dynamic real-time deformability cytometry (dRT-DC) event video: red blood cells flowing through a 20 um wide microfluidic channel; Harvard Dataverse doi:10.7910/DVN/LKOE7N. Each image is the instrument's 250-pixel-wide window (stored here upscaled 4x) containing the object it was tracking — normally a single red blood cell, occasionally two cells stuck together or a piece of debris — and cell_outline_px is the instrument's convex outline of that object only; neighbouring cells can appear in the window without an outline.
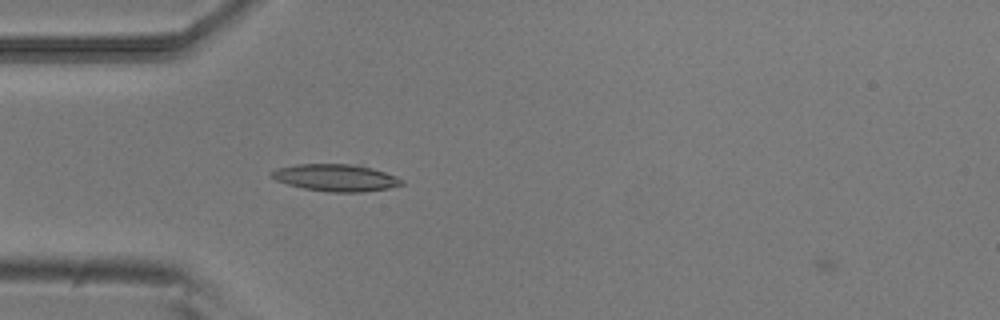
{"species": "common noctule bat (a hibernating species)", "species_latin": "Nyctalus noctula", "temperature_condition": "room temperature", "stored_images_in_passage": 9, "camera_frame_rate_fps": 3000, "um_per_image_px": 0.085, "animal": {"sex": "male", "body_mass_g": 20.5, "forearm_length_mm": 52.5}, "frame": {"image": 1, "passage_image": 8, "time_ms": 2.333, "image_size_px": [1000, 320], "cell_outline_px": [[404, 184], [388, 188], [364, 192], [328, 192], [304, 188], [288, 184], [276, 180], [268, 172], [276, 168], [296, 164], [360, 164], [396, 176], [404, 180]], "centroid_in_image_um": [28.55, 15.1], "position_along_channel_um": 56.5, "area_um2": 20.63}}